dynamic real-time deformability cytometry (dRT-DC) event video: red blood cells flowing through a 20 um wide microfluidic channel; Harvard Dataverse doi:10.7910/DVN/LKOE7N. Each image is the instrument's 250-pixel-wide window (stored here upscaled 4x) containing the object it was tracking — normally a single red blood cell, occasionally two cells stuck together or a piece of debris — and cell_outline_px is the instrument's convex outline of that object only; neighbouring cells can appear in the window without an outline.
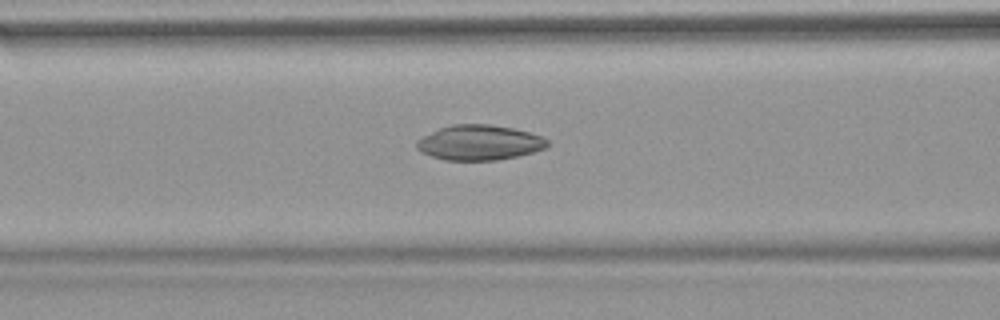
{"species": "common noctule bat (a hibernating species)", "species_latin": "Nyctalus noctula", "temperature_condition": "warm", "stored_images_in_passage": 53, "camera_frame_rate_fps": 3000, "um_per_image_px": 0.085, "animal": {"sex": "female", "body_mass_g": 18.4}, "frame": {"image": 1, "passage_image": 22, "time_ms": 7.0, "image_size_px": [1000, 320], "cell_outline_px": [[548, 144], [544, 148], [532, 152], [516, 156], [496, 160], [444, 160], [420, 152], [416, 148], [416, 140], [440, 128], [452, 124], [488, 124], [512, 128], [528, 132], [540, 136], [548, 140]], "centroid_in_image_um": [40.71, 12.12], "position_along_channel_um": 125.9, "area_um2": 26.47}}
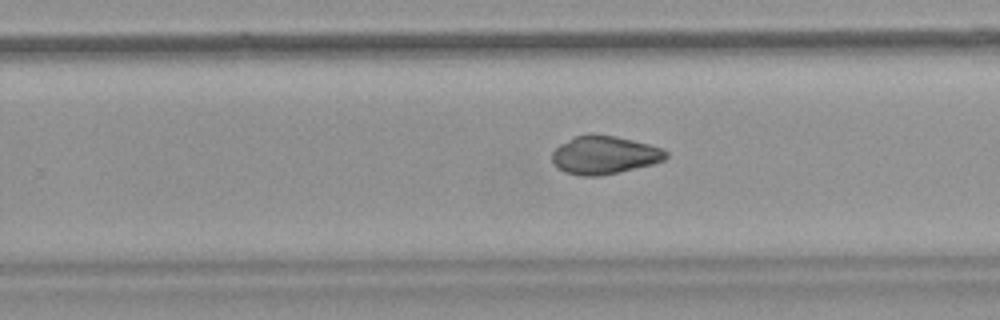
{"frame": {"image": 2, "passage_image": 34, "time_ms": 11.0, "image_size_px": [1000, 320], "cell_outline_px": [[668, 156], [664, 160], [652, 164], [620, 172], [600, 176], [580, 176], [564, 172], [556, 168], [552, 164], [552, 152], [560, 144], [576, 136], [592, 132], [616, 136], [664, 148], [668, 152]], "centroid_in_image_um": [51.35, 13.17], "position_along_channel_um": 278.4, "area_um2": 25.72}}
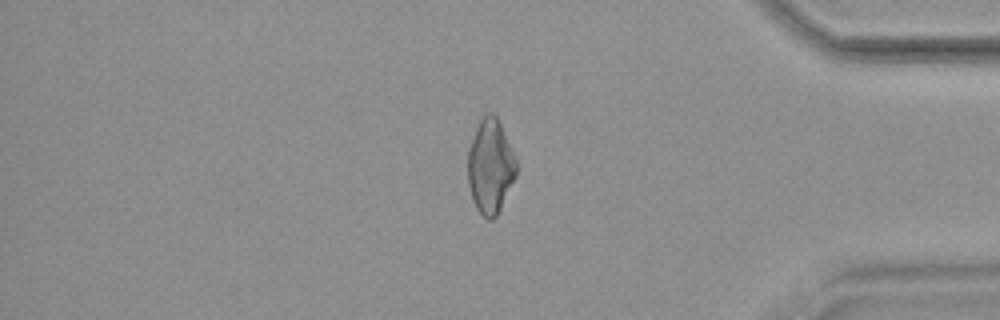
{"frame": {"image": 3, "passage_image": 45, "time_ms": 14.667, "image_size_px": [1000, 320], "cell_outline_px": [[516, 176], [496, 216], [492, 220], [488, 220], [476, 208], [472, 200], [468, 184], [468, 148], [480, 116], [484, 112], [492, 112], [496, 116], [500, 124], [516, 160]], "centroid_in_image_um": [41.65, 14.11], "position_along_channel_um": 393.6, "area_um2": 26.59}}